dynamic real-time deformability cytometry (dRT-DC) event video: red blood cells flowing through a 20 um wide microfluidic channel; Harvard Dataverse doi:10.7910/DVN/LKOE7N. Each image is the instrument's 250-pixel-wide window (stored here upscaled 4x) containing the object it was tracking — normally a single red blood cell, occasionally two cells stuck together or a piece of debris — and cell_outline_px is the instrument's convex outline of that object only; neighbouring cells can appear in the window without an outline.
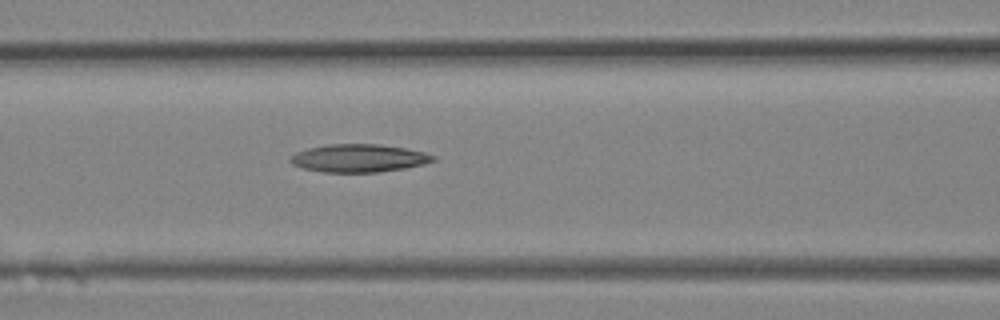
{"species": "Egyptian fruit bat (a non-hibernating species)", "species_latin": "Rousettus aegyptiacus", "temperature_condition": "room temperature", "stored_images_in_passage": 12, "camera_frame_rate_fps": 3000, "um_per_image_px": 0.085, "animal": {"sex": "female"}, "frame": {"image": 1, "passage_image": 12, "time_ms": 3.667, "image_size_px": [1000, 320], "cell_outline_px": [[436, 160], [424, 164], [404, 168], [376, 172], [324, 172], [304, 168], [292, 164], [288, 160], [296, 152], [308, 148], [328, 144], [376, 144], [404, 148], [424, 152], [436, 156]], "centroid_in_image_um": [30.5, 13.44], "position_along_channel_um": 136.1, "area_um2": 23.06}}